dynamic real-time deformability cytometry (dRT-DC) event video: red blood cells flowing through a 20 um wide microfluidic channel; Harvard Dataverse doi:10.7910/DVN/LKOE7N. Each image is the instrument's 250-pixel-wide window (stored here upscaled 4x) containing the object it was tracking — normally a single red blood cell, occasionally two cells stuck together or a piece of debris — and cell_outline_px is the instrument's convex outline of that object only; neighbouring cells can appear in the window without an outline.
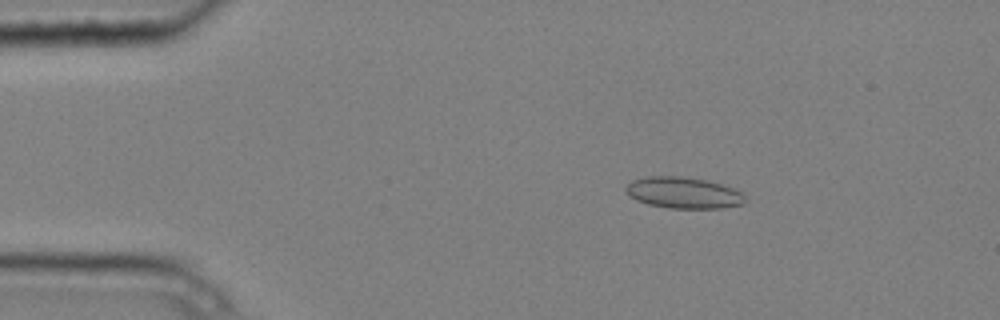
{"species": "common noctule bat (a hibernating species)", "species_latin": "Nyctalus noctula", "temperature_condition": "cold", "stored_images_in_passage": 4, "camera_frame_rate_fps": 3000, "um_per_image_px": 0.085, "animal": {"sex": "male", "body_mass_g": 20.4}, "frame": {"image": 1, "passage_image": 2, "time_ms": 0.333, "image_size_px": [1000, 320], "cell_outline_px": [[748, 200], [744, 204], [720, 208], [668, 208], [648, 204], [636, 200], [628, 196], [624, 188], [632, 180], [648, 176], [680, 176], [708, 180], [736, 188], [744, 192]], "centroid_in_image_um": [58.14, 16.38], "position_along_channel_um": 26.9, "area_um2": 22.2}}
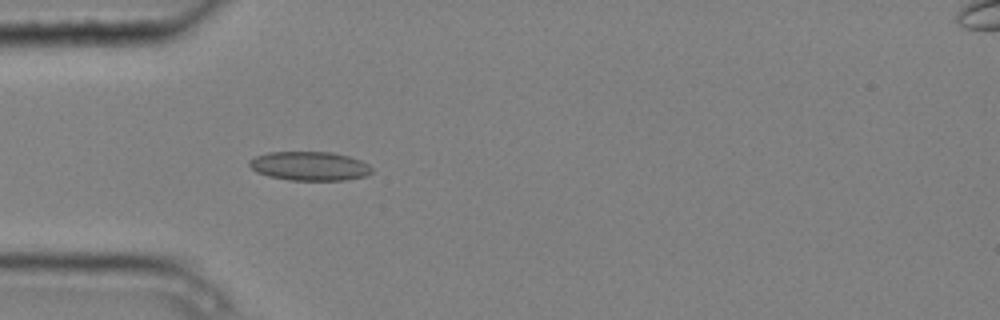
{"frame": {"image": 2, "passage_image": 4, "time_ms": 1.0, "image_size_px": [1000, 320], "cell_outline_px": [[372, 172], [368, 176], [344, 180], [288, 180], [268, 176], [256, 172], [248, 164], [248, 160], [256, 156], [268, 152], [332, 152], [348, 156], [360, 160], [368, 164], [372, 168]], "centroid_in_image_um": [26.31, 14.12], "position_along_channel_um": 58.7, "area_um2": 20.81}}